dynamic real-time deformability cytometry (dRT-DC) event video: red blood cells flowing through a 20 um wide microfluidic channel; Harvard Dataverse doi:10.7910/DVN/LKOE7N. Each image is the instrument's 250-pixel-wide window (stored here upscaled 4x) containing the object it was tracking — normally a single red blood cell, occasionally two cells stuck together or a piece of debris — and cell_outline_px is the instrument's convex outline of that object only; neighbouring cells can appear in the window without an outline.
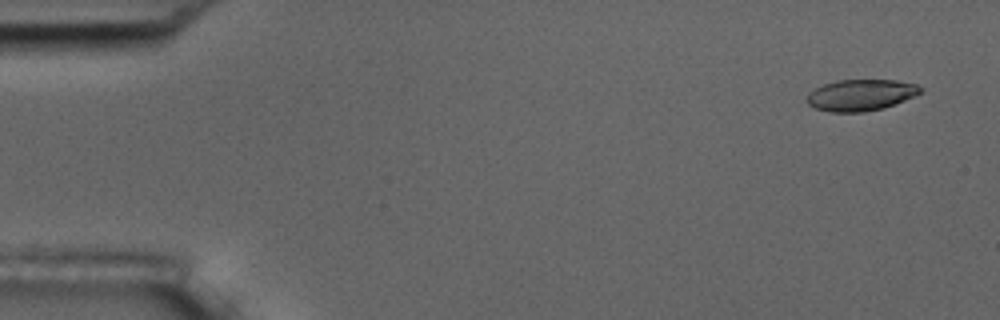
{"species": "common noctule bat (a hibernating species)", "species_latin": "Nyctalus noctula", "temperature_condition": "room temperature", "stored_images_in_passage": 4, "camera_frame_rate_fps": 3000, "um_per_image_px": 0.085, "animal": {"sex": "male", "body_mass_g": 17.5, "forearm_length_mm": 52.3}, "frame": {"image": 1, "passage_image": 1, "time_ms": 0.0, "image_size_px": [1000, 320], "cell_outline_px": [[924, 92], [916, 96], [884, 108], [864, 112], [828, 112], [816, 108], [808, 104], [804, 100], [808, 92], [824, 84], [836, 80], [896, 80], [916, 84], [924, 88]], "centroid_in_image_um": [73.18, 8.08], "position_along_channel_um": 11.8, "area_um2": 21.1}}
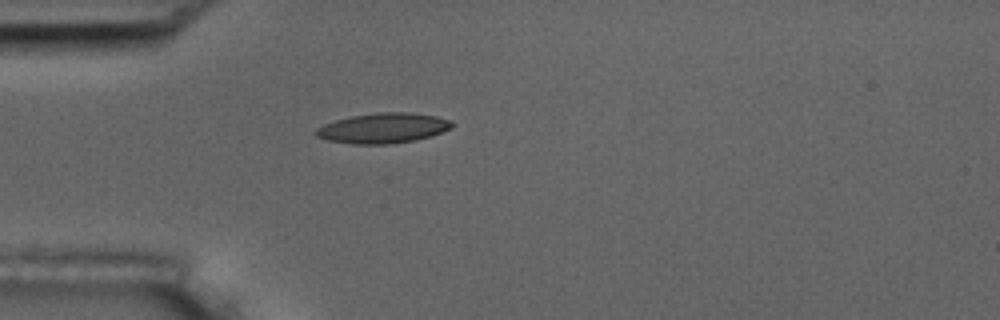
{"frame": {"image": 2, "passage_image": 4, "time_ms": 1.0, "image_size_px": [1000, 320], "cell_outline_px": [[452, 128], [416, 140], [388, 144], [352, 144], [328, 140], [316, 136], [312, 132], [316, 128], [324, 124], [336, 120], [352, 116], [376, 112], [408, 112], [436, 116], [452, 120]], "centroid_in_image_um": [32.53, 10.88], "position_along_channel_um": 52.5, "area_um2": 23.87}}